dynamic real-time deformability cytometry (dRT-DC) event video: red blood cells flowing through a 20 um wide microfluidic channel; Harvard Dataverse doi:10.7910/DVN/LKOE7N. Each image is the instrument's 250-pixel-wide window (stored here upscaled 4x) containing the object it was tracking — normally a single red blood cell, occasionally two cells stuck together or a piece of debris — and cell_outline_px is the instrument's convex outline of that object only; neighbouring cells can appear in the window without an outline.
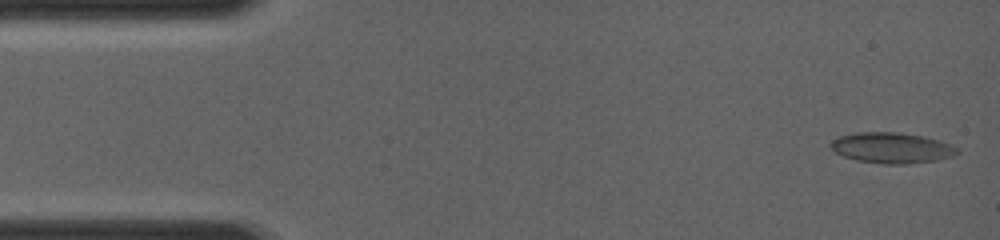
{"species": "common noctule bat (a hibernating species)", "species_latin": "Nyctalus noctula", "temperature_condition": "room temperature", "stored_images_in_passage": 12, "camera_frame_rate_fps": 4000, "um_per_image_px": 0.085, "animal": {"sex": "female", "body_mass_g": 19.0, "forearm_length_mm": 56.7}, "frame": {"image": 1, "passage_image": 2, "time_ms": 0.25, "image_size_px": [1000, 240], "cell_outline_px": [[960, 152], [952, 156], [936, 160], [908, 164], [884, 164], [856, 160], [844, 156], [836, 152], [828, 144], [832, 140], [840, 136], [856, 132], [900, 132], [940, 140], [960, 148]], "centroid_in_image_um": [75.81, 12.56], "position_along_channel_um": 9.2, "area_um2": 22.66}}
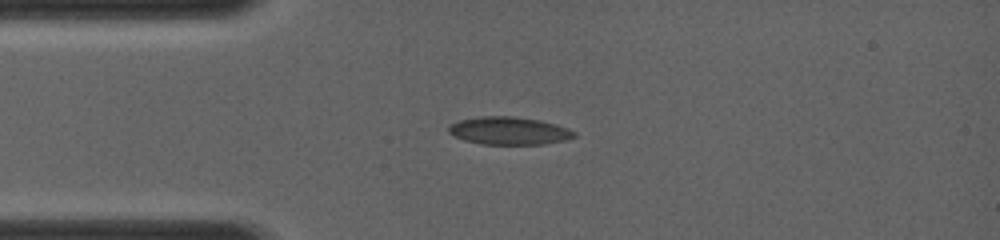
{"frame": {"image": 2, "passage_image": 8, "time_ms": 3.0, "image_size_px": [1000, 240], "cell_outline_px": [[576, 136], [564, 140], [544, 144], [480, 144], [464, 140], [448, 132], [448, 128], [452, 124], [460, 120], [480, 116], [512, 116], [540, 120], [556, 124], [568, 128], [576, 132]], "centroid_in_image_um": [43.29, 11.11], "position_along_channel_um": 41.7, "area_um2": 20.23}}
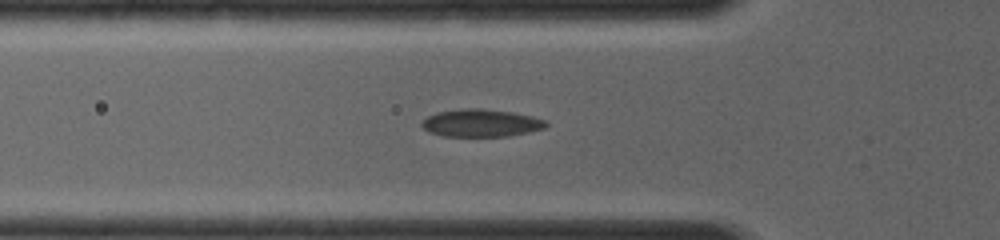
{"frame": {"image": 3, "passage_image": 11, "time_ms": 4.25, "image_size_px": [1000, 240], "cell_outline_px": [[548, 124], [544, 128], [528, 132], [508, 136], [440, 136], [428, 132], [420, 124], [428, 116], [436, 112], [460, 108], [480, 108], [512, 112], [532, 116], [544, 120]], "centroid_in_image_um": [40.85, 10.45], "position_along_channel_um": 85.0, "area_um2": 20.0}}